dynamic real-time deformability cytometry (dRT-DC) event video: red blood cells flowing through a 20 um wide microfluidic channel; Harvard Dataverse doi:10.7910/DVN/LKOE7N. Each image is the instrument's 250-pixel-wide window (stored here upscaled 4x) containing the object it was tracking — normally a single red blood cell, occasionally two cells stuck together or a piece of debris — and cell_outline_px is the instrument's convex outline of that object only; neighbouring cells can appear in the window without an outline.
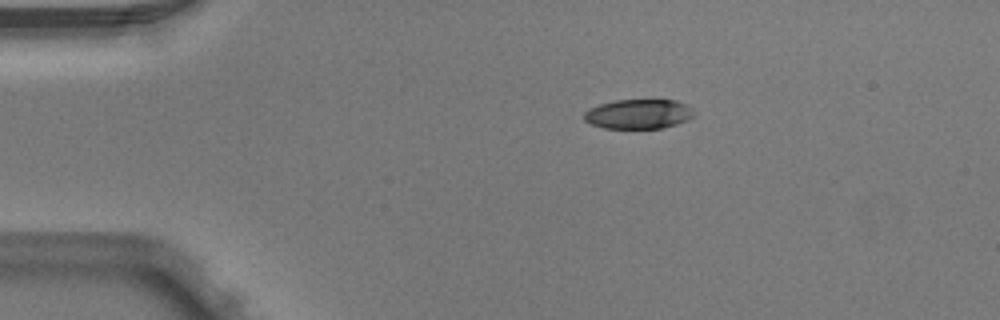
{"species": "Egyptian fruit bat (a non-hibernating species)", "species_latin": "Rousettus aegyptiacus", "temperature_condition": "warm", "stored_images_in_passage": 2, "camera_frame_rate_fps": 3000, "um_per_image_px": 0.085, "animal": {"sex": "male"}, "frame": {"image": 1, "passage_image": 1, "time_ms": 0.0, "image_size_px": [1000, 320], "cell_outline_px": [[692, 116], [688, 120], [676, 124], [660, 128], [604, 128], [592, 124], [584, 120], [584, 112], [588, 108], [600, 104], [616, 100], [676, 100], [692, 108]], "centroid_in_image_um": [54.24, 9.69], "position_along_channel_um": 30.8, "area_um2": 18.79}}